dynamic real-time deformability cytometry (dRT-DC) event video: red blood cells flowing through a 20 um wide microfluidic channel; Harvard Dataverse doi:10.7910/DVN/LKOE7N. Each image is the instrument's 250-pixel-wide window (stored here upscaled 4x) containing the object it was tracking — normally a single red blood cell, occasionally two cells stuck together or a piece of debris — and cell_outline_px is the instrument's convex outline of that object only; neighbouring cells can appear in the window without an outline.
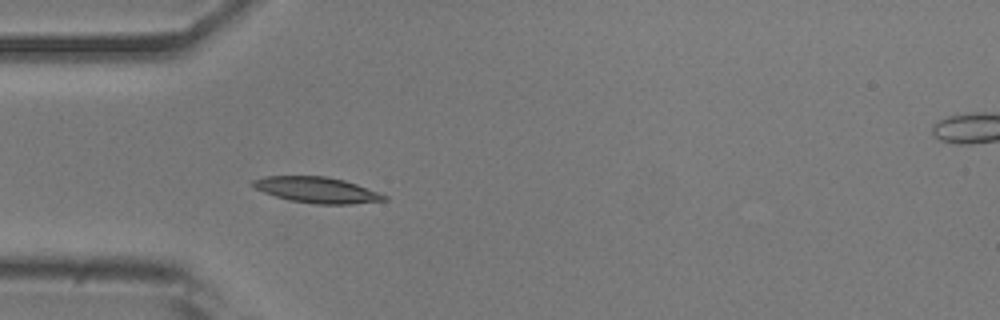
{"species": "common noctule bat (a hibernating species)", "species_latin": "Nyctalus noctula", "temperature_condition": "room temperature", "stored_images_in_passage": 7, "camera_frame_rate_fps": 3000, "um_per_image_px": 0.085, "animal": {"sex": "male", "body_mass_g": 20.5, "forearm_length_mm": 52.5}, "frame": {"image": 1, "passage_image": 1, "time_ms": 0.0, "image_size_px": [1000, 320], "cell_outline_px": [[388, 200], [352, 204], [316, 204], [288, 200], [264, 192], [256, 188], [252, 184], [252, 180], [264, 176], [328, 176], [344, 180], [356, 184], [388, 196]], "centroid_in_image_um": [26.95, 16.14], "position_along_channel_um": 58.0, "area_um2": 19.71}}
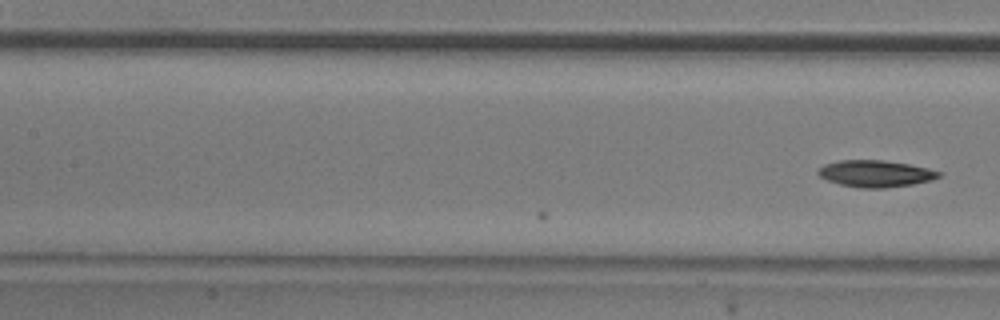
{"frame": {"image": 2, "passage_image": 7, "time_ms": 2.0, "image_size_px": [1000, 320], "cell_outline_px": [[940, 176], [932, 180], [912, 184], [884, 188], [860, 188], [840, 184], [828, 180], [820, 176], [816, 172], [824, 164], [840, 160], [884, 160], [908, 164], [928, 168], [940, 172]], "centroid_in_image_um": [74.41, 14.75], "position_along_channel_um": 133.0, "area_um2": 18.67}}